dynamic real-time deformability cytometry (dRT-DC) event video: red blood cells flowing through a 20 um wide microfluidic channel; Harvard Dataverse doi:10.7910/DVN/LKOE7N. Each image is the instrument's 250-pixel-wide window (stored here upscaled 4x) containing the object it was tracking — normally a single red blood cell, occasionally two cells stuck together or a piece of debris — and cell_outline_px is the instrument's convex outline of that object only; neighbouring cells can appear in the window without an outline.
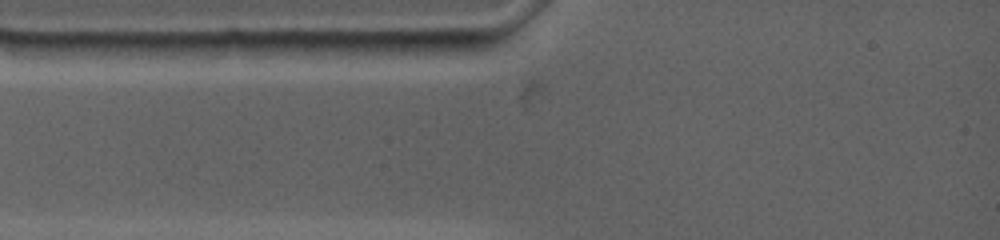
{"species": "common noctule bat (a hibernating species)", "species_latin": "Nyctalus noctula", "temperature_condition": "warm", "stored_images_in_passage": 1, "camera_frame_rate_fps": 4500, "um_per_image_px": 0.085, "animal": {"sex": "female", "body_mass_g": 19.0, "forearm_length_mm": 53.3}, "frame": {"image": 1, "passage_image": 1, "time_ms": 0.0, "image_size_px": [1000, 240], "cell_outline_px": [[304, 44], [288, 56], [200, 60], [152, 60], [144, 44], [224, 40], [304, 40]], "centroid_in_image_um": [18.9, 4.21], "position_along_channel_um": 66.1, "area_um2": 19.07}}